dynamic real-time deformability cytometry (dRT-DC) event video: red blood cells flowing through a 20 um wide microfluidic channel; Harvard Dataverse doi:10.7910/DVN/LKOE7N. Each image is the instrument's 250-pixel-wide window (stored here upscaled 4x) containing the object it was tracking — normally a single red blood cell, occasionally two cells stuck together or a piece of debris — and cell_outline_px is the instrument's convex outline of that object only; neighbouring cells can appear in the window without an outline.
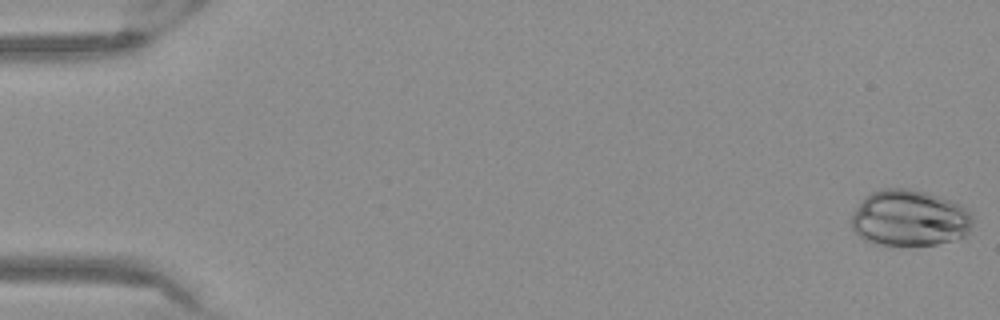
{"species": "Egyptian fruit bat (a non-hibernating species)", "species_latin": "Rousettus aegyptiacus", "temperature_condition": "warm", "stored_images_in_passage": 53, "camera_frame_rate_fps": 3000, "um_per_image_px": 0.085, "frame": {"image": 1, "passage_image": 1, "time_ms": 0.0, "image_size_px": [1000, 320], "cell_outline_px": [[972, 224], [968, 232], [964, 236], [936, 244], [876, 244], [864, 240], [852, 228], [852, 216], [860, 200], [864, 196], [880, 188], [904, 188], [924, 192], [948, 200], [964, 208], [972, 216]], "centroid_in_image_um": [77.26, 18.53], "position_along_channel_um": 7.7, "area_um2": 39.13}}
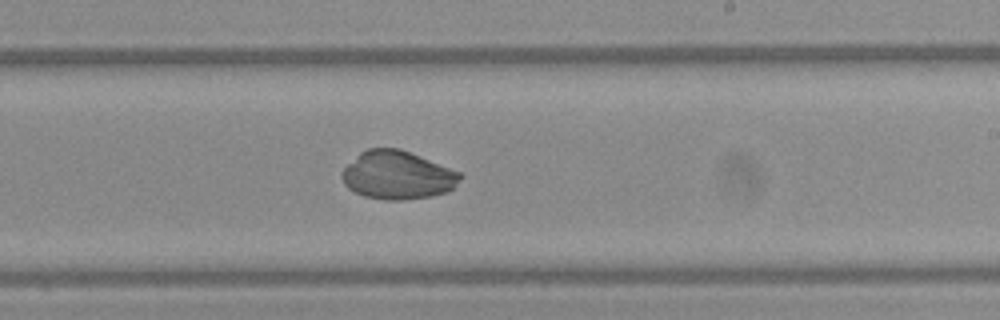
{"frame": {"image": 2, "passage_image": 32, "time_ms": 10.333, "image_size_px": [1000, 320], "cell_outline_px": [[464, 176], [448, 192], [432, 196], [404, 200], [384, 200], [364, 196], [348, 188], [344, 184], [340, 176], [340, 172], [360, 152], [368, 148], [400, 148], [460, 172]], "centroid_in_image_um": [33.77, 14.89], "position_along_channel_um": 255.2, "area_um2": 33.35}}
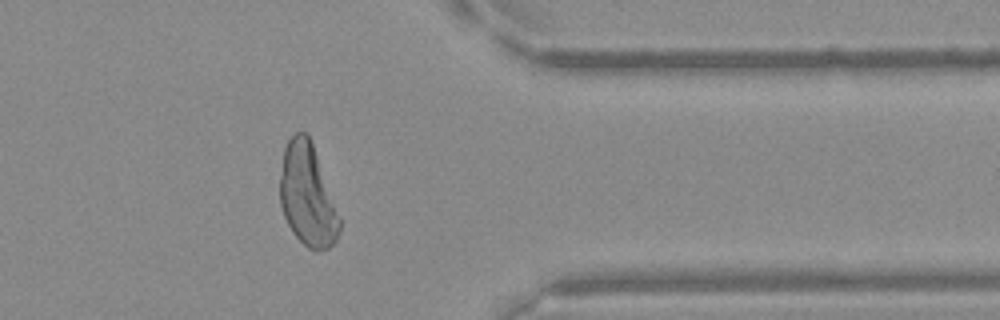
{"frame": {"image": 3, "passage_image": 43, "time_ms": 14.0, "image_size_px": [1000, 320], "cell_outline_px": [[340, 232], [336, 240], [328, 248], [316, 252], [308, 248], [292, 232], [284, 216], [280, 204], [280, 176], [284, 148], [288, 140], [296, 132], [304, 132], [308, 136], [312, 144], [340, 216]], "centroid_in_image_um": [26.13, 16.64], "position_along_channel_um": 385.3, "area_um2": 35.14}}